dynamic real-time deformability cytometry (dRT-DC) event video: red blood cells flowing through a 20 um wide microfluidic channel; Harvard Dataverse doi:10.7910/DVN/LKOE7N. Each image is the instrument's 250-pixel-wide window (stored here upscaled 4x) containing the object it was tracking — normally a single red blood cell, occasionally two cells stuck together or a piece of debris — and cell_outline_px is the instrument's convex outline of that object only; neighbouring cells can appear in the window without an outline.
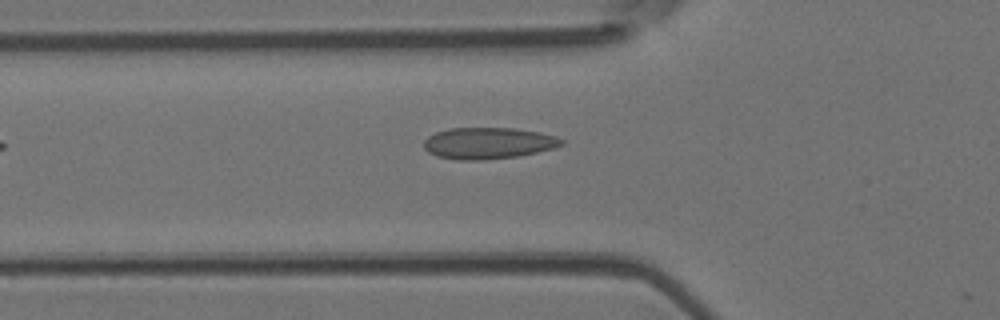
{"species": "Egyptian fruit bat (a non-hibernating species)", "species_latin": "Rousettus aegyptiacus", "temperature_condition": "room temperature", "stored_images_in_passage": 2, "camera_frame_rate_fps": 3000, "um_per_image_px": 0.085, "animal": {"sex": "female"}, "frame": {"image": 1, "passage_image": 2, "time_ms": 0.333, "image_size_px": [1000, 320], "cell_outline_px": [[564, 144], [552, 148], [536, 152], [516, 156], [484, 160], [456, 160], [436, 156], [428, 152], [424, 148], [424, 140], [428, 136], [436, 132], [448, 128], [516, 128], [540, 132], [556, 136], [564, 140]], "centroid_in_image_um": [41.48, 12.16], "position_along_channel_um": 84.3, "area_um2": 25.32}}